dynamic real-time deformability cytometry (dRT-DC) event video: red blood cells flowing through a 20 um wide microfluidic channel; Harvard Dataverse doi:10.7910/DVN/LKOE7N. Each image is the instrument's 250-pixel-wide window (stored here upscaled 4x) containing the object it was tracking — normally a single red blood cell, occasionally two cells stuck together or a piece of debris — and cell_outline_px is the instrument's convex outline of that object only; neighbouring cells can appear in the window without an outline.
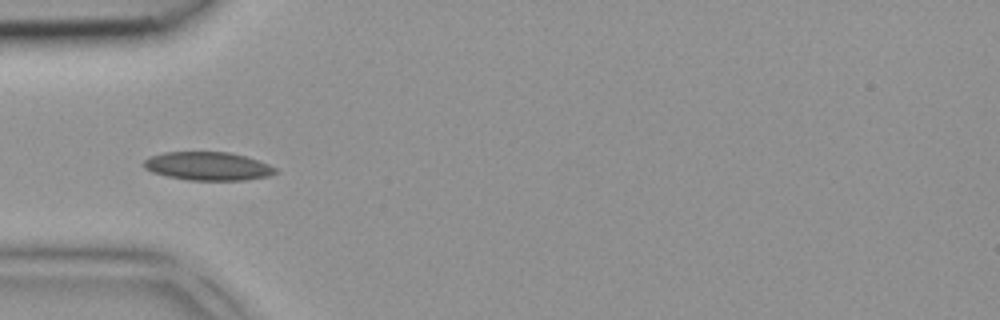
{"species": "common noctule bat (a hibernating species)", "species_latin": "Nyctalus noctula", "temperature_condition": "room temperature", "stored_images_in_passage": 5, "camera_frame_rate_fps": 3000, "um_per_image_px": 0.085, "animal": {"sex": "female", "body_mass_g": 18.4}, "frame": {"image": 1, "passage_image": 3, "time_ms": 0.667, "image_size_px": [1000, 320], "cell_outline_px": [[276, 172], [268, 176], [244, 180], [188, 180], [168, 176], [152, 172], [144, 168], [140, 164], [148, 156], [164, 152], [232, 152], [268, 164], [276, 168]], "centroid_in_image_um": [17.6, 14.11], "position_along_channel_um": 67.4, "area_um2": 21.79}}